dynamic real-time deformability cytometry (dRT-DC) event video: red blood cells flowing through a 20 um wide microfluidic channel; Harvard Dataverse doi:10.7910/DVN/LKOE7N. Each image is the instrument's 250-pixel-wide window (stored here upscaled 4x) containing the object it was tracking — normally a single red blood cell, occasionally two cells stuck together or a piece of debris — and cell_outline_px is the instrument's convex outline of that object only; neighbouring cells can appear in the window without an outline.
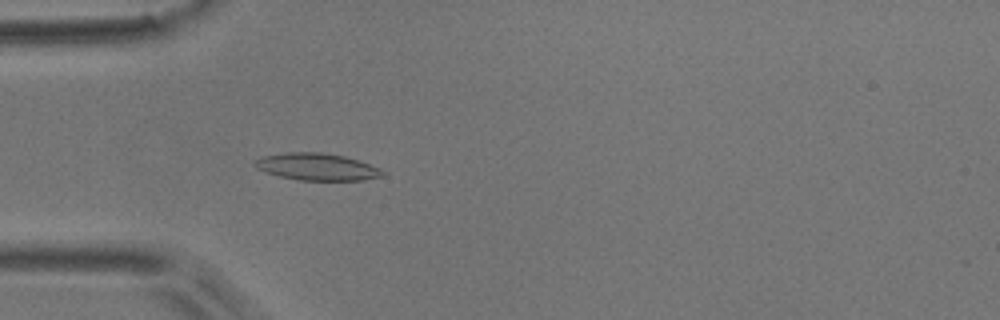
{"species": "common noctule bat (a hibernating species)", "species_latin": "Nyctalus noctula", "temperature_condition": "room temperature", "stored_images_in_passage": 44, "camera_frame_rate_fps": 3000, "um_per_image_px": 0.085, "animal": {"sex": "male", "body_mass_g": 17.9}, "frame": {"image": 1, "passage_image": 6, "time_ms": 1.667, "image_size_px": [1000, 320], "cell_outline_px": [[388, 172], [384, 176], [364, 180], [300, 180], [280, 176], [264, 172], [256, 168], [252, 164], [260, 156], [284, 152], [320, 152], [344, 156], [380, 168]], "centroid_in_image_um": [26.92, 14.18], "position_along_channel_um": 58.1, "area_um2": 20.29}}
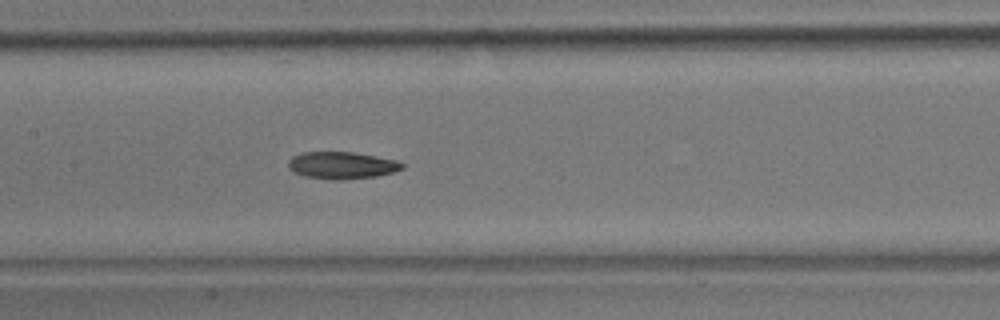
{"frame": {"image": 2, "passage_image": 16, "time_ms": 5.0, "image_size_px": [1000, 320], "cell_outline_px": [[404, 168], [392, 172], [376, 176], [340, 180], [332, 180], [304, 176], [288, 168], [288, 160], [292, 156], [304, 152], [352, 152], [396, 160], [404, 164]], "centroid_in_image_um": [29.03, 14.05], "position_along_channel_um": 178.4, "area_um2": 17.86}}
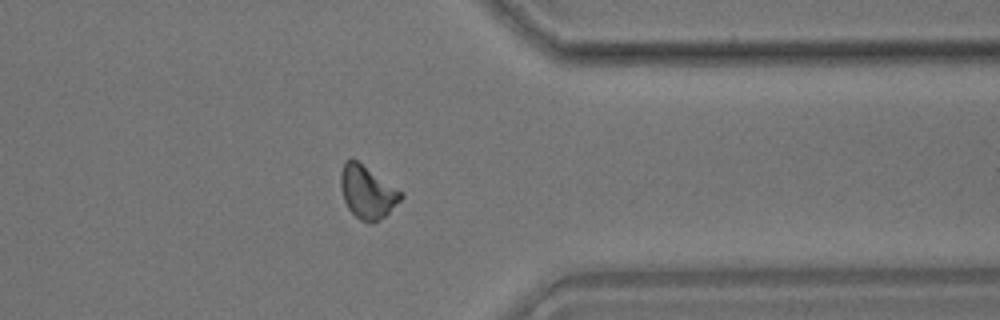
{"frame": {"image": 3, "passage_image": 33, "time_ms": 10.667, "image_size_px": [1000, 320], "cell_outline_px": [[404, 196], [384, 216], [372, 224], [368, 224], [360, 220], [348, 208], [344, 200], [340, 188], [340, 172], [344, 164], [348, 160], [356, 160], [404, 192]], "centroid_in_image_um": [31.22, 16.34], "position_along_channel_um": 380.2, "area_um2": 18.38}, "authors_computed_cell_mechanics": {"area_um2": 18.1203, "velocity_mm_per_s": 3.7081, "shape_relaxation_time_tau1_ms": 6.2748, "shape_relaxation_time_tau2_ms": 6.3795, "deformation_change_tau1": 0.1408, "deformation_change_tau2": 0.1377}}